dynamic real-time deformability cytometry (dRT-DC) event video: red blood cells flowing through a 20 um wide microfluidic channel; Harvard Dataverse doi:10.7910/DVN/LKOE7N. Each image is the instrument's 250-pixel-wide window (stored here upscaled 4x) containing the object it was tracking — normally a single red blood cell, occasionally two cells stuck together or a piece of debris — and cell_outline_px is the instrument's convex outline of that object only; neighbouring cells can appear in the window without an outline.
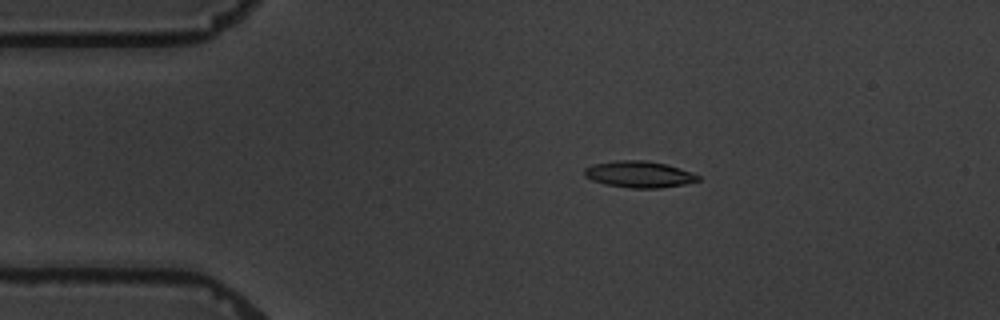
{"species": "common noctule bat (a hibernating species)", "species_latin": "Nyctalus noctula", "temperature_condition": "warm", "stored_images_in_passage": 9, "camera_frame_rate_fps": 3000, "um_per_image_px": 0.085, "animal": {"sex": "male", "body_mass_g": 19.5, "forearm_length_mm": 54.6}, "frame": {"image": 1, "passage_image": 1, "time_ms": 0.0, "image_size_px": [1000, 320], "cell_outline_px": [[700, 180], [684, 184], [660, 188], [632, 188], [604, 184], [592, 180], [584, 176], [584, 168], [596, 164], [616, 160], [644, 160], [664, 164], [700, 176]], "centroid_in_image_um": [54.27, 14.82], "position_along_channel_um": 30.7, "area_um2": 17.22}}
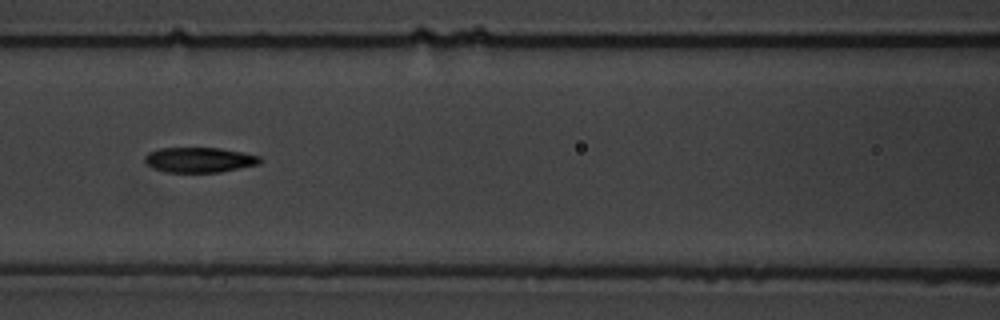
{"frame": {"image": 2, "passage_image": 5, "time_ms": 4.667, "image_size_px": [1000, 320], "cell_outline_px": [[260, 160], [256, 164], [220, 172], [168, 172], [152, 168], [144, 160], [144, 156], [148, 152], [160, 148], [220, 148], [260, 156]], "centroid_in_image_um": [16.88, 13.58], "position_along_channel_um": 149.7, "area_um2": 16.59}}
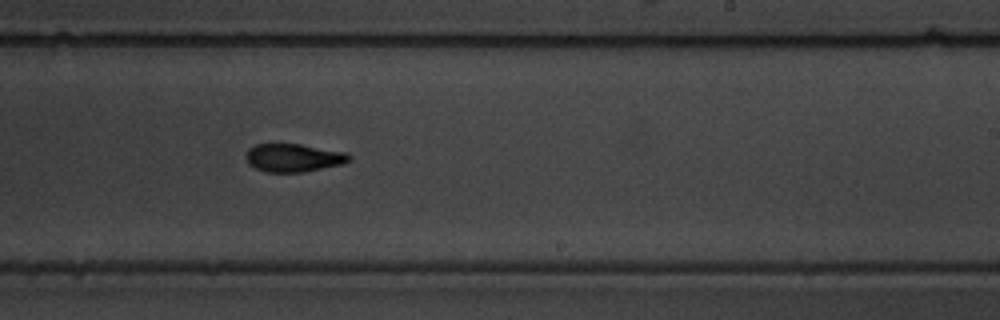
{"frame": {"image": 3, "passage_image": 8, "time_ms": 8.0, "image_size_px": [1000, 320], "cell_outline_px": [[352, 160], [344, 164], [300, 172], [264, 172], [248, 164], [244, 156], [248, 148], [256, 144], [300, 144], [344, 152], [352, 156]], "centroid_in_image_um": [24.92, 13.41], "position_along_channel_um": 264.1, "area_um2": 16.99}}